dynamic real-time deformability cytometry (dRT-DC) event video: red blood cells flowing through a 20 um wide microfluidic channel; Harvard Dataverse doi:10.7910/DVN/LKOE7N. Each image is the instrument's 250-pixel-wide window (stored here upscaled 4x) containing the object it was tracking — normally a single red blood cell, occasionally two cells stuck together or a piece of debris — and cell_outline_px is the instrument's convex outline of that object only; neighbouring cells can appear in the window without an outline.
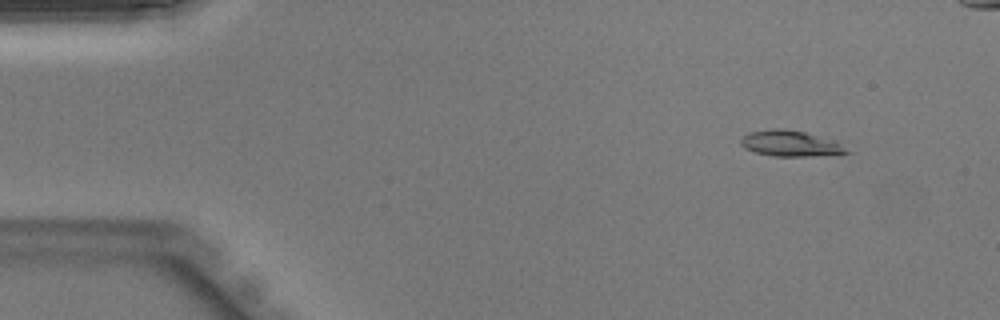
{"species": "Egyptian fruit bat (a non-hibernating species)", "species_latin": "Rousettus aegyptiacus", "temperature_condition": "warm", "stored_images_in_passage": 32, "camera_frame_rate_fps": 3000, "um_per_image_px": 0.085, "animal": {"sex": "male"}, "frame": {"image": 1, "passage_image": 4, "time_ms": 1.0, "image_size_px": [1000, 320], "cell_outline_px": [[844, 152], [788, 156], [784, 156], [760, 152], [748, 148], [752, 136], [756, 132], [800, 132]], "centroid_in_image_um": [67.05, 12.26], "position_along_channel_um": 17.9, "area_um2": 11.44}}
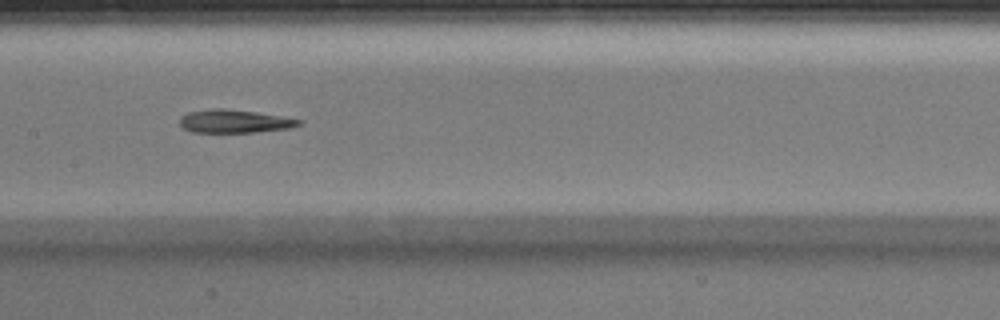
{"frame": {"image": 2, "passage_image": 21, "time_ms": 6.667, "image_size_px": [1000, 320], "cell_outline_px": [[296, 124], [276, 128], [244, 132], [204, 132], [188, 128], [184, 124], [184, 116], [200, 112], [248, 112], [296, 120]], "centroid_in_image_um": [19.9, 10.36], "position_along_channel_um": 187.5, "area_um2": 12.83}}
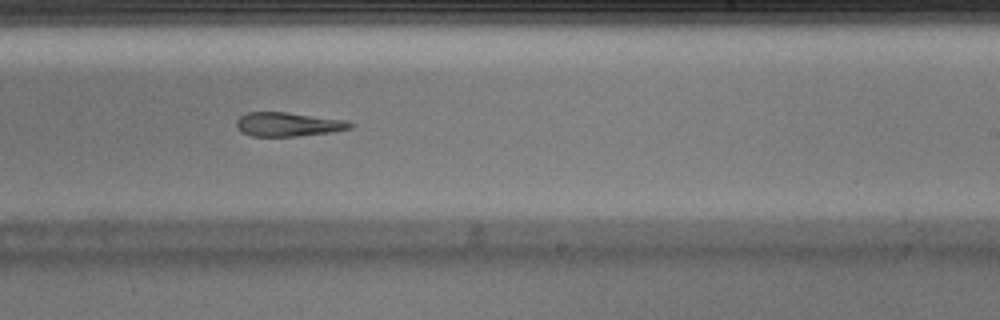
{"frame": {"image": 3, "passage_image": 26, "time_ms": 8.333, "image_size_px": [1000, 320], "cell_outline_px": [[348, 124], [344, 128], [324, 132], [288, 136], [256, 136], [244, 132], [240, 128], [240, 120], [244, 116], [252, 112], [280, 112]], "centroid_in_image_um": [24.23, 10.59], "position_along_channel_um": 264.8, "area_um2": 13.47}}